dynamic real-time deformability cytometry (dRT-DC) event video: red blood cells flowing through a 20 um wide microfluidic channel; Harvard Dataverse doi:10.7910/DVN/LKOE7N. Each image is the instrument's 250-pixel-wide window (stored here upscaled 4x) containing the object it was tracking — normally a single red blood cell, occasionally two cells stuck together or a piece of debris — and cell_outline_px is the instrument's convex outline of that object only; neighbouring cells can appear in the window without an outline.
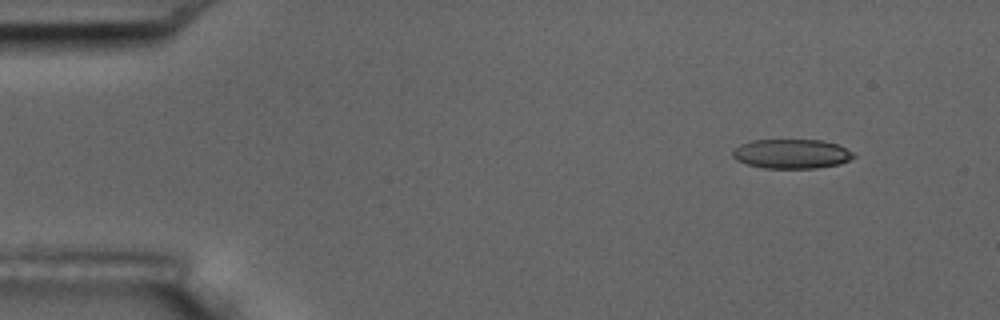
{"species": "common noctule bat (a hibernating species)", "species_latin": "Nyctalus noctula", "temperature_condition": "room temperature", "stored_images_in_passage": 5, "camera_frame_rate_fps": 3000, "um_per_image_px": 0.085, "animal": {"sex": "male", "body_mass_g": 17.5, "forearm_length_mm": 52.3}, "frame": {"image": 1, "passage_image": 1, "time_ms": 0.0, "image_size_px": [1000, 320], "cell_outline_px": [[856, 156], [840, 164], [816, 168], [764, 168], [748, 164], [736, 160], [732, 156], [732, 152], [740, 144], [752, 140], [820, 140], [836, 144], [852, 152]], "centroid_in_image_um": [67.26, 13.08], "position_along_channel_um": 17.7, "area_um2": 20.58}}
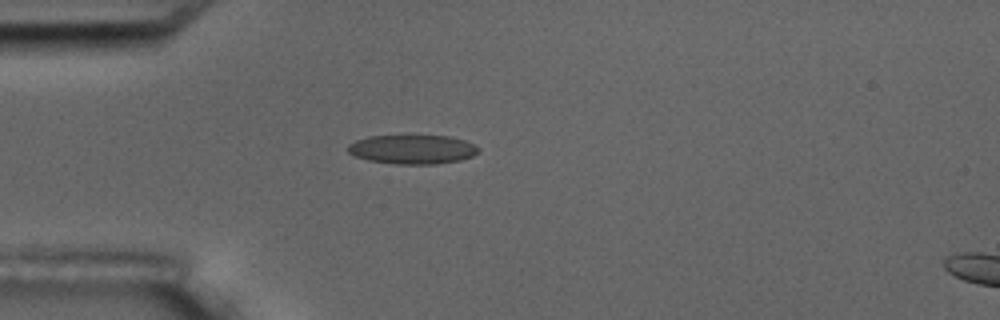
{"frame": {"image": 2, "passage_image": 4, "time_ms": 3.333, "image_size_px": [1000, 320], "cell_outline_px": [[480, 152], [472, 156], [460, 160], [436, 164], [396, 164], [368, 160], [356, 156], [348, 152], [348, 144], [356, 140], [368, 136], [448, 136], [464, 140], [480, 148]], "centroid_in_image_um": [35.06, 12.7], "position_along_channel_um": 49.9, "area_um2": 22.08}}